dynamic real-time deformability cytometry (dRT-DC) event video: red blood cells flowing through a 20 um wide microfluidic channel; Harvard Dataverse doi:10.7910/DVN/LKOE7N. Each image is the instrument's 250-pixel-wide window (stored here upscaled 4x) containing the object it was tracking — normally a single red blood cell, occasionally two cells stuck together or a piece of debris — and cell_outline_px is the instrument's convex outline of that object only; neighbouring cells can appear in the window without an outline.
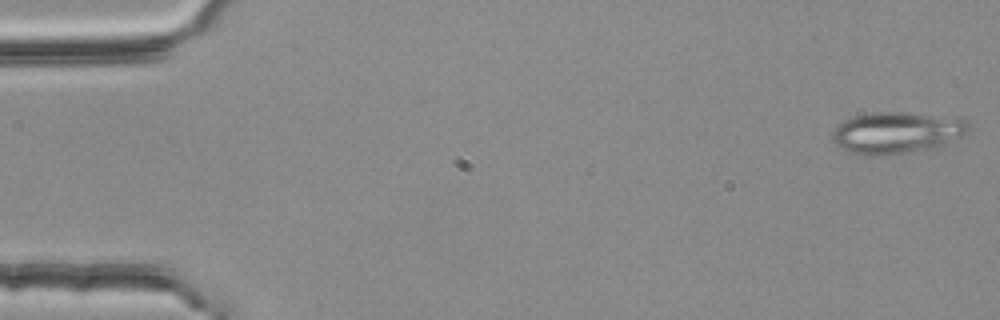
{"species": "common noctule bat (a hibernating species)", "species_latin": "Nyctalus noctula", "temperature_condition": "room temperature", "stored_images_in_passage": 54, "segment_of_instrument_passage": [1, 2], "camera_frame_rate_fps": 3000, "um_per_image_px": 0.085, "animal": {"sex": "female", "body_mass_g": 25.1}, "frame": {"image": 1, "passage_image": 1, "time_ms": 0.0, "image_size_px": [1000, 320], "cell_outline_px": [[972, 124], [968, 132], [936, 148], [880, 156], [868, 156], [848, 152], [836, 144], [832, 140], [832, 132], [844, 120], [852, 116], [876, 112], [904, 112], [964, 120]], "centroid_in_image_um": [76.18, 11.3], "position_along_channel_um": 8.8, "area_um2": 32.77}}